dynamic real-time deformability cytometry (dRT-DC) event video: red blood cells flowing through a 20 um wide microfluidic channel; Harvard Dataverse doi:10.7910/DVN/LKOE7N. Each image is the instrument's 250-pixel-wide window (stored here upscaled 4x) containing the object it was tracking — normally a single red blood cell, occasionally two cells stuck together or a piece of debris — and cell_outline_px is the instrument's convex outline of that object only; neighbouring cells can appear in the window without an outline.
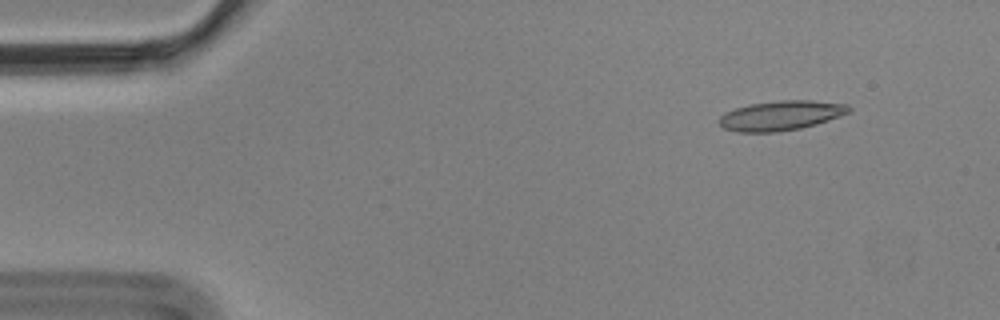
{"species": "Egyptian fruit bat (a non-hibernating species)", "species_latin": "Rousettus aegyptiacus", "temperature_condition": "cold", "stored_images_in_passage": 5, "camera_frame_rate_fps": 3000, "um_per_image_px": 0.085, "animal": {"sex": "male"}, "frame": {"image": 1, "passage_image": 2, "time_ms": 0.333, "image_size_px": [1000, 320], "cell_outline_px": [[852, 108], [848, 112], [840, 116], [816, 124], [800, 128], [776, 132], [740, 132], [724, 128], [716, 120], [720, 116], [736, 108], [748, 104], [780, 100], [812, 100], [848, 104]], "centroid_in_image_um": [66.38, 9.81], "position_along_channel_um": 18.6, "area_um2": 22.37}}